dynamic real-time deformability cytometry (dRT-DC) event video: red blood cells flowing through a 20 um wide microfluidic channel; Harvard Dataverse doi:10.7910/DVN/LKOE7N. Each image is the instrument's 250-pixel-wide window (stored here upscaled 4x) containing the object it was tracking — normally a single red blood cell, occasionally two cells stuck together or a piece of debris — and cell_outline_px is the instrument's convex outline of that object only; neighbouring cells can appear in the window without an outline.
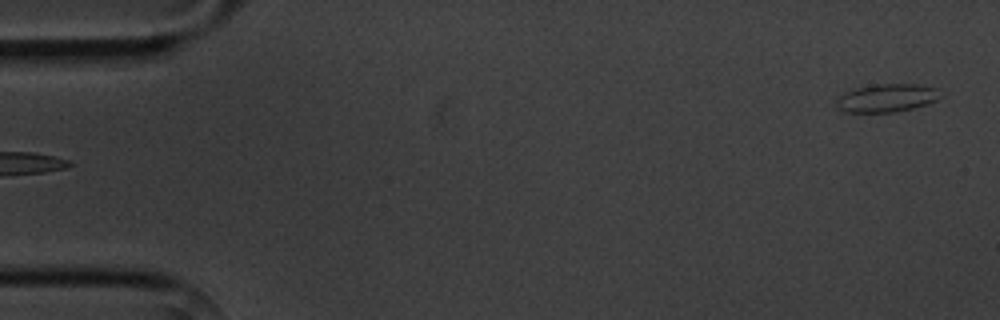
{"species": "common noctule bat (a hibernating species)", "species_latin": "Nyctalus noctula", "temperature_condition": "cold", "stored_images_in_passage": 3, "camera_frame_rate_fps": 3000, "um_per_image_px": 0.085, "animal": {"sex": "male", "body_mass_g": 20.1, "forearm_length_mm": 53.5}, "frame": {"image": 1, "passage_image": 3, "time_ms": 3.333, "image_size_px": [1000, 320], "cell_outline_px": [[944, 96], [936, 100], [912, 108], [896, 112], [844, 112], [836, 104], [836, 100], [844, 92], [856, 88], [880, 84], [916, 84], [936, 88]], "centroid_in_image_um": [75.39, 8.32], "position_along_channel_um": 9.6, "area_um2": 16.88}}